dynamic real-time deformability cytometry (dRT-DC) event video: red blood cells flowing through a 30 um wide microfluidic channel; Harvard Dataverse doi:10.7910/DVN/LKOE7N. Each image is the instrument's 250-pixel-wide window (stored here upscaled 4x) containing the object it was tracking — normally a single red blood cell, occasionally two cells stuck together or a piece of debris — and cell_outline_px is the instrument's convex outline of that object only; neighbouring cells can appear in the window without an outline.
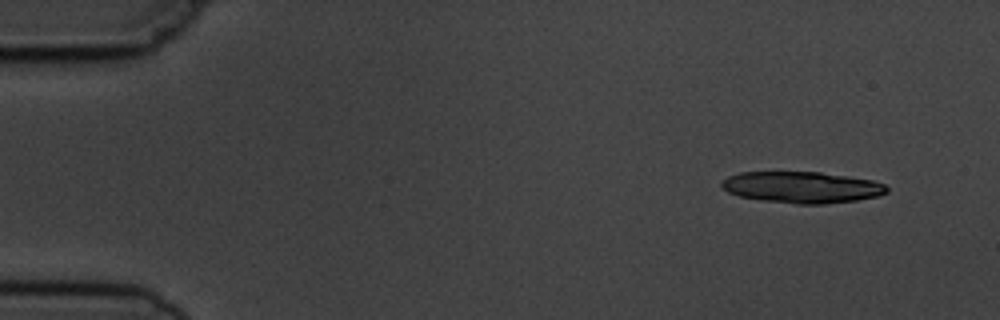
{"species": "common noctule bat (a hibernating species)", "species_latin": "Nyctalus noctula", "temperature_condition": "cold", "stored_images_in_passage": 6, "camera_frame_rate_fps": 3000, "um_per_image_px": 0.085, "animal": {"sex": "male", "body_mass_g": 19.5, "forearm_length_mm": 54.6}, "frame": {"image": 1, "passage_image": 1, "time_ms": 0.0, "image_size_px": [1000, 320], "cell_outline_px": [[888, 192], [880, 196], [856, 200], [824, 204], [796, 204], [760, 200], [740, 196], [728, 192], [720, 184], [728, 176], [740, 172], [820, 172], [848, 176], [872, 180], [884, 184], [888, 188]], "centroid_in_image_um": [68.18, 15.92], "position_along_channel_um": 16.8, "area_um2": 30.23}}
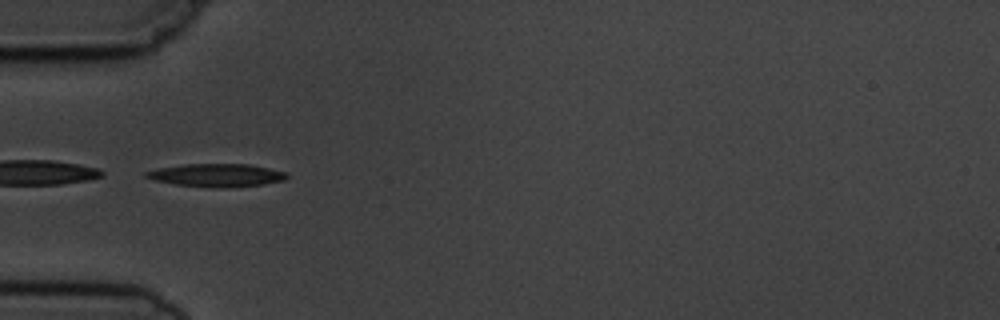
{"frame": {"image": 2, "passage_image": 5, "time_ms": 4.333, "image_size_px": [1000, 320], "cell_outline_px": [[288, 176], [284, 180], [264, 184], [220, 188], [216, 188], [176, 184], [156, 180], [144, 176], [144, 172], [156, 168], [184, 164], [248, 164], [288, 172]], "centroid_in_image_um": [18.41, 14.88], "position_along_channel_um": 66.6, "area_um2": 18.79}}
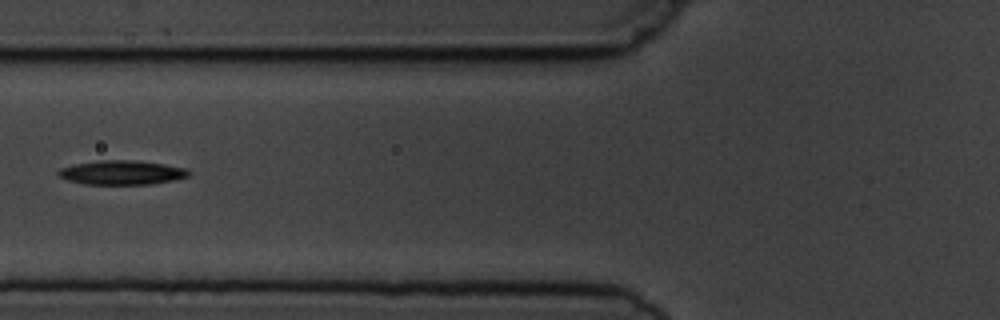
{"frame": {"image": 3, "passage_image": 6, "time_ms": 5.667, "image_size_px": [1000, 320], "cell_outline_px": [[192, 172], [188, 176], [176, 180], [152, 184], [84, 184], [68, 180], [60, 176], [56, 172], [60, 168], [72, 164], [100, 160], [132, 160], [164, 164], [188, 168]], "centroid_in_image_um": [10.38, 14.66], "position_along_channel_um": 115.4, "area_um2": 18.55}}